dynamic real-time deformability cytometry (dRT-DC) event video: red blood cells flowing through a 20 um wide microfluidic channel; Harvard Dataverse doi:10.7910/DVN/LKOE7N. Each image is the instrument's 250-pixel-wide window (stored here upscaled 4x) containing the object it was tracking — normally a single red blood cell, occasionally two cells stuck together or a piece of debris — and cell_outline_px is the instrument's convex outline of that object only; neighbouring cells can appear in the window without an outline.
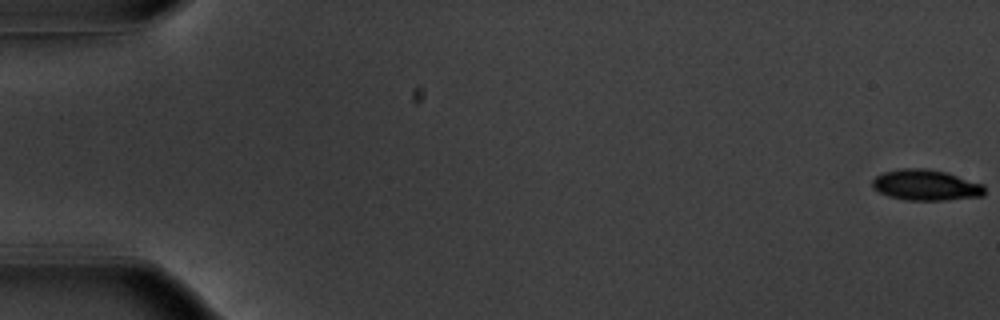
{"species": "common noctule bat (a hibernating species)", "species_latin": "Nyctalus noctula", "temperature_condition": "warm", "stored_images_in_passage": 55, "segment_of_instrument_passage": [1, 2], "camera_frame_rate_fps": 3000, "um_per_image_px": 0.085, "animal": {"sex": "male", "body_mass_g": 20.1, "forearm_length_mm": 53.5}, "frame": {"image": 1, "passage_image": 1, "time_ms": 0.0, "image_size_px": [1000, 320], "cell_outline_px": [[984, 196], [948, 200], [904, 200], [888, 196], [872, 188], [872, 180], [876, 176], [884, 172], [900, 168], [924, 168], [944, 172], [984, 184]], "centroid_in_image_um": [78.69, 15.74], "position_along_channel_um": 6.3, "area_um2": 20.17}}
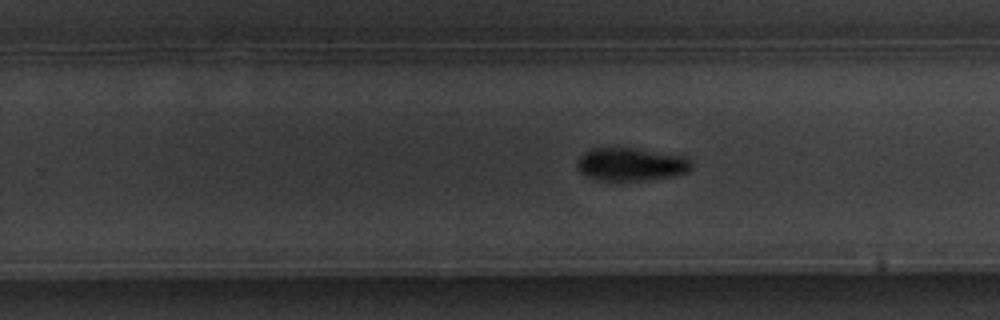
{"frame": {"image": 2, "passage_image": 35, "time_ms": 11.333, "image_size_px": [1000, 320], "cell_outline_px": [[692, 168], [688, 172], [672, 176], [644, 180], [596, 180], [584, 176], [576, 168], [576, 160], [584, 152], [592, 148], [636, 148], [684, 156], [692, 160]], "centroid_in_image_um": [53.6, 13.96], "position_along_channel_um": 276.2, "area_um2": 22.25}}
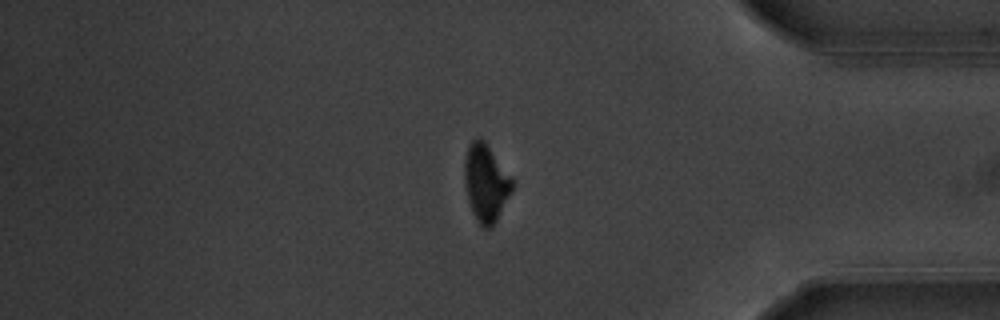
{"frame": {"image": 3, "passage_image": 46, "time_ms": 15.0, "image_size_px": [1000, 320], "cell_outline_px": [[516, 184], [512, 192], [492, 228], [484, 228], [476, 220], [472, 212], [468, 200], [464, 180], [464, 160], [468, 144], [472, 140], [484, 140]], "centroid_in_image_um": [41.3, 15.57], "position_along_channel_um": 393.9, "area_um2": 21.5}}